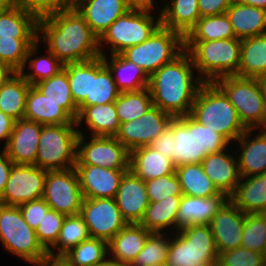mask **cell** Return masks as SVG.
Masks as SVG:
<instances>
[{
	"label": "cell",
	"mask_w": 266,
	"mask_h": 266,
	"mask_svg": "<svg viewBox=\"0 0 266 266\" xmlns=\"http://www.w3.org/2000/svg\"><path fill=\"white\" fill-rule=\"evenodd\" d=\"M37 39L46 43V48L63 65L101 56L99 38L76 9L38 19Z\"/></svg>",
	"instance_id": "6da1fadb"
},
{
	"label": "cell",
	"mask_w": 266,
	"mask_h": 266,
	"mask_svg": "<svg viewBox=\"0 0 266 266\" xmlns=\"http://www.w3.org/2000/svg\"><path fill=\"white\" fill-rule=\"evenodd\" d=\"M191 55L183 51L172 62L163 65L149 77L153 106L173 117L190 114L197 92L204 81L194 76Z\"/></svg>",
	"instance_id": "7a4b0ae2"
},
{
	"label": "cell",
	"mask_w": 266,
	"mask_h": 266,
	"mask_svg": "<svg viewBox=\"0 0 266 266\" xmlns=\"http://www.w3.org/2000/svg\"><path fill=\"white\" fill-rule=\"evenodd\" d=\"M189 115L222 135L229 143L236 142L247 130L228 97L214 82L201 85Z\"/></svg>",
	"instance_id": "3957f363"
},
{
	"label": "cell",
	"mask_w": 266,
	"mask_h": 266,
	"mask_svg": "<svg viewBox=\"0 0 266 266\" xmlns=\"http://www.w3.org/2000/svg\"><path fill=\"white\" fill-rule=\"evenodd\" d=\"M175 166L201 163L211 153H218L230 146L229 142L216 131L195 121L189 114L174 117Z\"/></svg>",
	"instance_id": "277c9868"
},
{
	"label": "cell",
	"mask_w": 266,
	"mask_h": 266,
	"mask_svg": "<svg viewBox=\"0 0 266 266\" xmlns=\"http://www.w3.org/2000/svg\"><path fill=\"white\" fill-rule=\"evenodd\" d=\"M184 50L204 82H214L223 76H238L241 60V40L184 41Z\"/></svg>",
	"instance_id": "5b68a950"
},
{
	"label": "cell",
	"mask_w": 266,
	"mask_h": 266,
	"mask_svg": "<svg viewBox=\"0 0 266 266\" xmlns=\"http://www.w3.org/2000/svg\"><path fill=\"white\" fill-rule=\"evenodd\" d=\"M152 6H133L124 15L116 19L99 38L100 55L106 52L102 47L110 46L111 54H120L125 49L139 45L147 40L161 25L160 13L156 19L151 15ZM108 44V45H106Z\"/></svg>",
	"instance_id": "8992f818"
},
{
	"label": "cell",
	"mask_w": 266,
	"mask_h": 266,
	"mask_svg": "<svg viewBox=\"0 0 266 266\" xmlns=\"http://www.w3.org/2000/svg\"><path fill=\"white\" fill-rule=\"evenodd\" d=\"M218 258L210 225H190L171 234L167 266H200Z\"/></svg>",
	"instance_id": "52a82bcc"
},
{
	"label": "cell",
	"mask_w": 266,
	"mask_h": 266,
	"mask_svg": "<svg viewBox=\"0 0 266 266\" xmlns=\"http://www.w3.org/2000/svg\"><path fill=\"white\" fill-rule=\"evenodd\" d=\"M76 123L43 125L36 154L35 166L47 171L73 168L77 161Z\"/></svg>",
	"instance_id": "ba28073f"
},
{
	"label": "cell",
	"mask_w": 266,
	"mask_h": 266,
	"mask_svg": "<svg viewBox=\"0 0 266 266\" xmlns=\"http://www.w3.org/2000/svg\"><path fill=\"white\" fill-rule=\"evenodd\" d=\"M214 83L228 97L246 129H266V105L257 78L223 76Z\"/></svg>",
	"instance_id": "9c48e42d"
},
{
	"label": "cell",
	"mask_w": 266,
	"mask_h": 266,
	"mask_svg": "<svg viewBox=\"0 0 266 266\" xmlns=\"http://www.w3.org/2000/svg\"><path fill=\"white\" fill-rule=\"evenodd\" d=\"M183 51L184 37L160 25L147 40L125 49L120 54L140 67L150 77L163 65L172 62Z\"/></svg>",
	"instance_id": "30bf717a"
},
{
	"label": "cell",
	"mask_w": 266,
	"mask_h": 266,
	"mask_svg": "<svg viewBox=\"0 0 266 266\" xmlns=\"http://www.w3.org/2000/svg\"><path fill=\"white\" fill-rule=\"evenodd\" d=\"M0 241L6 251L32 265L47 253L18 206L0 204Z\"/></svg>",
	"instance_id": "8fae6325"
},
{
	"label": "cell",
	"mask_w": 266,
	"mask_h": 266,
	"mask_svg": "<svg viewBox=\"0 0 266 266\" xmlns=\"http://www.w3.org/2000/svg\"><path fill=\"white\" fill-rule=\"evenodd\" d=\"M79 130L75 165H94L107 169L130 170V151L113 136H90Z\"/></svg>",
	"instance_id": "7c38bea8"
},
{
	"label": "cell",
	"mask_w": 266,
	"mask_h": 266,
	"mask_svg": "<svg viewBox=\"0 0 266 266\" xmlns=\"http://www.w3.org/2000/svg\"><path fill=\"white\" fill-rule=\"evenodd\" d=\"M42 198L66 216L80 214L83 195L75 168L47 171Z\"/></svg>",
	"instance_id": "4fadbf2b"
},
{
	"label": "cell",
	"mask_w": 266,
	"mask_h": 266,
	"mask_svg": "<svg viewBox=\"0 0 266 266\" xmlns=\"http://www.w3.org/2000/svg\"><path fill=\"white\" fill-rule=\"evenodd\" d=\"M80 215L90 237L107 242L127 225L115 198H83Z\"/></svg>",
	"instance_id": "5bb4252c"
},
{
	"label": "cell",
	"mask_w": 266,
	"mask_h": 266,
	"mask_svg": "<svg viewBox=\"0 0 266 266\" xmlns=\"http://www.w3.org/2000/svg\"><path fill=\"white\" fill-rule=\"evenodd\" d=\"M174 117L156 106H152L138 119L120 123L115 138L129 151L149 146L166 128Z\"/></svg>",
	"instance_id": "9a60e30c"
},
{
	"label": "cell",
	"mask_w": 266,
	"mask_h": 266,
	"mask_svg": "<svg viewBox=\"0 0 266 266\" xmlns=\"http://www.w3.org/2000/svg\"><path fill=\"white\" fill-rule=\"evenodd\" d=\"M47 170L35 165L14 164L0 204L19 206L31 200L42 198Z\"/></svg>",
	"instance_id": "2e32d148"
},
{
	"label": "cell",
	"mask_w": 266,
	"mask_h": 266,
	"mask_svg": "<svg viewBox=\"0 0 266 266\" xmlns=\"http://www.w3.org/2000/svg\"><path fill=\"white\" fill-rule=\"evenodd\" d=\"M245 213L229 199L214 215L210 228L218 253L241 247Z\"/></svg>",
	"instance_id": "e0dca14e"
},
{
	"label": "cell",
	"mask_w": 266,
	"mask_h": 266,
	"mask_svg": "<svg viewBox=\"0 0 266 266\" xmlns=\"http://www.w3.org/2000/svg\"><path fill=\"white\" fill-rule=\"evenodd\" d=\"M115 201L127 224H139L150 201L145 182L131 170L121 178Z\"/></svg>",
	"instance_id": "ac0fdd59"
},
{
	"label": "cell",
	"mask_w": 266,
	"mask_h": 266,
	"mask_svg": "<svg viewBox=\"0 0 266 266\" xmlns=\"http://www.w3.org/2000/svg\"><path fill=\"white\" fill-rule=\"evenodd\" d=\"M42 126L24 118L14 122L8 144L4 148L14 164L35 165Z\"/></svg>",
	"instance_id": "d6986e66"
},
{
	"label": "cell",
	"mask_w": 266,
	"mask_h": 266,
	"mask_svg": "<svg viewBox=\"0 0 266 266\" xmlns=\"http://www.w3.org/2000/svg\"><path fill=\"white\" fill-rule=\"evenodd\" d=\"M83 198H115L122 176L129 170L74 165Z\"/></svg>",
	"instance_id": "ffe728a7"
},
{
	"label": "cell",
	"mask_w": 266,
	"mask_h": 266,
	"mask_svg": "<svg viewBox=\"0 0 266 266\" xmlns=\"http://www.w3.org/2000/svg\"><path fill=\"white\" fill-rule=\"evenodd\" d=\"M132 7L128 0H75V9L98 38Z\"/></svg>",
	"instance_id": "44dd1931"
},
{
	"label": "cell",
	"mask_w": 266,
	"mask_h": 266,
	"mask_svg": "<svg viewBox=\"0 0 266 266\" xmlns=\"http://www.w3.org/2000/svg\"><path fill=\"white\" fill-rule=\"evenodd\" d=\"M229 199L224 192L211 197L183 195L176 218V232L190 225H209L214 215Z\"/></svg>",
	"instance_id": "7402d4cb"
},
{
	"label": "cell",
	"mask_w": 266,
	"mask_h": 266,
	"mask_svg": "<svg viewBox=\"0 0 266 266\" xmlns=\"http://www.w3.org/2000/svg\"><path fill=\"white\" fill-rule=\"evenodd\" d=\"M226 150L228 149L208 154L201 164L205 174L211 179L217 189L230 197L235 192L241 175L237 154L234 156V154H229Z\"/></svg>",
	"instance_id": "603a6c76"
},
{
	"label": "cell",
	"mask_w": 266,
	"mask_h": 266,
	"mask_svg": "<svg viewBox=\"0 0 266 266\" xmlns=\"http://www.w3.org/2000/svg\"><path fill=\"white\" fill-rule=\"evenodd\" d=\"M252 131L247 129L236 140L241 146L237 157L241 177L266 174V129H258L254 137Z\"/></svg>",
	"instance_id": "cb8c5ba5"
},
{
	"label": "cell",
	"mask_w": 266,
	"mask_h": 266,
	"mask_svg": "<svg viewBox=\"0 0 266 266\" xmlns=\"http://www.w3.org/2000/svg\"><path fill=\"white\" fill-rule=\"evenodd\" d=\"M24 119L41 125H62L75 120L58 103L49 100L34 85H31L25 103Z\"/></svg>",
	"instance_id": "d4e9b609"
},
{
	"label": "cell",
	"mask_w": 266,
	"mask_h": 266,
	"mask_svg": "<svg viewBox=\"0 0 266 266\" xmlns=\"http://www.w3.org/2000/svg\"><path fill=\"white\" fill-rule=\"evenodd\" d=\"M150 233L140 224H127L108 242V256L130 266Z\"/></svg>",
	"instance_id": "484cf974"
},
{
	"label": "cell",
	"mask_w": 266,
	"mask_h": 266,
	"mask_svg": "<svg viewBox=\"0 0 266 266\" xmlns=\"http://www.w3.org/2000/svg\"><path fill=\"white\" fill-rule=\"evenodd\" d=\"M130 170L147 181L175 173L173 161L149 146H141L130 151Z\"/></svg>",
	"instance_id": "4316f807"
},
{
	"label": "cell",
	"mask_w": 266,
	"mask_h": 266,
	"mask_svg": "<svg viewBox=\"0 0 266 266\" xmlns=\"http://www.w3.org/2000/svg\"><path fill=\"white\" fill-rule=\"evenodd\" d=\"M85 125L91 131V136H113L118 133L120 122L117 116L115 102L102 105L78 106L76 126Z\"/></svg>",
	"instance_id": "83f0119b"
},
{
	"label": "cell",
	"mask_w": 266,
	"mask_h": 266,
	"mask_svg": "<svg viewBox=\"0 0 266 266\" xmlns=\"http://www.w3.org/2000/svg\"><path fill=\"white\" fill-rule=\"evenodd\" d=\"M236 38L243 40L266 34V10L233 0L226 11Z\"/></svg>",
	"instance_id": "f1b7e54d"
},
{
	"label": "cell",
	"mask_w": 266,
	"mask_h": 266,
	"mask_svg": "<svg viewBox=\"0 0 266 266\" xmlns=\"http://www.w3.org/2000/svg\"><path fill=\"white\" fill-rule=\"evenodd\" d=\"M230 200L245 214L266 213V174L241 177Z\"/></svg>",
	"instance_id": "f546056e"
},
{
	"label": "cell",
	"mask_w": 266,
	"mask_h": 266,
	"mask_svg": "<svg viewBox=\"0 0 266 266\" xmlns=\"http://www.w3.org/2000/svg\"><path fill=\"white\" fill-rule=\"evenodd\" d=\"M170 2L159 8L161 26L185 37L201 18L198 0H170Z\"/></svg>",
	"instance_id": "4dcf8cb0"
},
{
	"label": "cell",
	"mask_w": 266,
	"mask_h": 266,
	"mask_svg": "<svg viewBox=\"0 0 266 266\" xmlns=\"http://www.w3.org/2000/svg\"><path fill=\"white\" fill-rule=\"evenodd\" d=\"M120 93L113 74L104 63L102 56L91 60L90 98H86L79 106L102 105L115 102Z\"/></svg>",
	"instance_id": "1f68e13d"
},
{
	"label": "cell",
	"mask_w": 266,
	"mask_h": 266,
	"mask_svg": "<svg viewBox=\"0 0 266 266\" xmlns=\"http://www.w3.org/2000/svg\"><path fill=\"white\" fill-rule=\"evenodd\" d=\"M0 37L37 39L38 19L10 3L0 13Z\"/></svg>",
	"instance_id": "d6a6232c"
},
{
	"label": "cell",
	"mask_w": 266,
	"mask_h": 266,
	"mask_svg": "<svg viewBox=\"0 0 266 266\" xmlns=\"http://www.w3.org/2000/svg\"><path fill=\"white\" fill-rule=\"evenodd\" d=\"M107 57L106 54L102 56L120 92L139 91L148 87L149 77L136 64L126 60L121 54H111L108 57L110 60Z\"/></svg>",
	"instance_id": "836d02e7"
},
{
	"label": "cell",
	"mask_w": 266,
	"mask_h": 266,
	"mask_svg": "<svg viewBox=\"0 0 266 266\" xmlns=\"http://www.w3.org/2000/svg\"><path fill=\"white\" fill-rule=\"evenodd\" d=\"M266 76V34L241 40V60L238 77Z\"/></svg>",
	"instance_id": "e575fe53"
},
{
	"label": "cell",
	"mask_w": 266,
	"mask_h": 266,
	"mask_svg": "<svg viewBox=\"0 0 266 266\" xmlns=\"http://www.w3.org/2000/svg\"><path fill=\"white\" fill-rule=\"evenodd\" d=\"M30 86L20 72H14L0 86V110L15 121L23 119Z\"/></svg>",
	"instance_id": "d590c367"
},
{
	"label": "cell",
	"mask_w": 266,
	"mask_h": 266,
	"mask_svg": "<svg viewBox=\"0 0 266 266\" xmlns=\"http://www.w3.org/2000/svg\"><path fill=\"white\" fill-rule=\"evenodd\" d=\"M181 197L170 196L158 202H150L139 224L150 232H165L166 228L174 227L171 231L175 233Z\"/></svg>",
	"instance_id": "8d00e7d4"
},
{
	"label": "cell",
	"mask_w": 266,
	"mask_h": 266,
	"mask_svg": "<svg viewBox=\"0 0 266 266\" xmlns=\"http://www.w3.org/2000/svg\"><path fill=\"white\" fill-rule=\"evenodd\" d=\"M183 195L194 197H211L221 193L211 179L205 174L201 163L176 166Z\"/></svg>",
	"instance_id": "74e56055"
},
{
	"label": "cell",
	"mask_w": 266,
	"mask_h": 266,
	"mask_svg": "<svg viewBox=\"0 0 266 266\" xmlns=\"http://www.w3.org/2000/svg\"><path fill=\"white\" fill-rule=\"evenodd\" d=\"M39 44H41V42L37 40L29 47L25 65L20 72L25 80L31 85L49 79L50 77L56 75L64 67L57 57L54 56L48 49L46 51V55L43 54L41 57H36L35 55L38 53L37 47ZM25 68H29L31 72H24Z\"/></svg>",
	"instance_id": "f35d334b"
},
{
	"label": "cell",
	"mask_w": 266,
	"mask_h": 266,
	"mask_svg": "<svg viewBox=\"0 0 266 266\" xmlns=\"http://www.w3.org/2000/svg\"><path fill=\"white\" fill-rule=\"evenodd\" d=\"M49 100L58 103L74 120L78 116V106L75 104L68 81L66 70L63 68L49 79L34 84Z\"/></svg>",
	"instance_id": "ab89813d"
},
{
	"label": "cell",
	"mask_w": 266,
	"mask_h": 266,
	"mask_svg": "<svg viewBox=\"0 0 266 266\" xmlns=\"http://www.w3.org/2000/svg\"><path fill=\"white\" fill-rule=\"evenodd\" d=\"M236 38L226 13L202 17L184 37V41H213Z\"/></svg>",
	"instance_id": "60d3db41"
},
{
	"label": "cell",
	"mask_w": 266,
	"mask_h": 266,
	"mask_svg": "<svg viewBox=\"0 0 266 266\" xmlns=\"http://www.w3.org/2000/svg\"><path fill=\"white\" fill-rule=\"evenodd\" d=\"M88 238H90L88 226L85 224L82 216L80 214L66 216L56 243L47 253L64 255ZM53 250H57V252Z\"/></svg>",
	"instance_id": "b9f144b4"
},
{
	"label": "cell",
	"mask_w": 266,
	"mask_h": 266,
	"mask_svg": "<svg viewBox=\"0 0 266 266\" xmlns=\"http://www.w3.org/2000/svg\"><path fill=\"white\" fill-rule=\"evenodd\" d=\"M115 106L120 123L140 118L153 106L149 88L121 92L115 101Z\"/></svg>",
	"instance_id": "7bdbcfd3"
},
{
	"label": "cell",
	"mask_w": 266,
	"mask_h": 266,
	"mask_svg": "<svg viewBox=\"0 0 266 266\" xmlns=\"http://www.w3.org/2000/svg\"><path fill=\"white\" fill-rule=\"evenodd\" d=\"M72 266H95L108 256V242L88 238L64 254Z\"/></svg>",
	"instance_id": "ee69618b"
},
{
	"label": "cell",
	"mask_w": 266,
	"mask_h": 266,
	"mask_svg": "<svg viewBox=\"0 0 266 266\" xmlns=\"http://www.w3.org/2000/svg\"><path fill=\"white\" fill-rule=\"evenodd\" d=\"M151 232L144 244L143 249L139 252L136 259L130 266H148L157 263H166L171 232Z\"/></svg>",
	"instance_id": "f6af8a7d"
},
{
	"label": "cell",
	"mask_w": 266,
	"mask_h": 266,
	"mask_svg": "<svg viewBox=\"0 0 266 266\" xmlns=\"http://www.w3.org/2000/svg\"><path fill=\"white\" fill-rule=\"evenodd\" d=\"M63 68L67 72L72 98L79 106L86 98H90L91 60L67 63Z\"/></svg>",
	"instance_id": "bcb514c9"
},
{
	"label": "cell",
	"mask_w": 266,
	"mask_h": 266,
	"mask_svg": "<svg viewBox=\"0 0 266 266\" xmlns=\"http://www.w3.org/2000/svg\"><path fill=\"white\" fill-rule=\"evenodd\" d=\"M37 40L0 37V63L7 65L14 72H21L28 49Z\"/></svg>",
	"instance_id": "7dc6e473"
},
{
	"label": "cell",
	"mask_w": 266,
	"mask_h": 266,
	"mask_svg": "<svg viewBox=\"0 0 266 266\" xmlns=\"http://www.w3.org/2000/svg\"><path fill=\"white\" fill-rule=\"evenodd\" d=\"M266 244V213L245 214L241 247L262 253Z\"/></svg>",
	"instance_id": "c3c4849f"
},
{
	"label": "cell",
	"mask_w": 266,
	"mask_h": 266,
	"mask_svg": "<svg viewBox=\"0 0 266 266\" xmlns=\"http://www.w3.org/2000/svg\"><path fill=\"white\" fill-rule=\"evenodd\" d=\"M11 3L32 13L37 19L75 9V0H11Z\"/></svg>",
	"instance_id": "681fc988"
},
{
	"label": "cell",
	"mask_w": 266,
	"mask_h": 266,
	"mask_svg": "<svg viewBox=\"0 0 266 266\" xmlns=\"http://www.w3.org/2000/svg\"><path fill=\"white\" fill-rule=\"evenodd\" d=\"M150 202H158L170 196H183L176 173L144 181Z\"/></svg>",
	"instance_id": "f907efd6"
},
{
	"label": "cell",
	"mask_w": 266,
	"mask_h": 266,
	"mask_svg": "<svg viewBox=\"0 0 266 266\" xmlns=\"http://www.w3.org/2000/svg\"><path fill=\"white\" fill-rule=\"evenodd\" d=\"M66 215L49 209L35 229L38 242L48 251L56 243Z\"/></svg>",
	"instance_id": "816d5d0a"
},
{
	"label": "cell",
	"mask_w": 266,
	"mask_h": 266,
	"mask_svg": "<svg viewBox=\"0 0 266 266\" xmlns=\"http://www.w3.org/2000/svg\"><path fill=\"white\" fill-rule=\"evenodd\" d=\"M220 266H265L266 260L262 253L239 247L219 254Z\"/></svg>",
	"instance_id": "f5cc1de1"
},
{
	"label": "cell",
	"mask_w": 266,
	"mask_h": 266,
	"mask_svg": "<svg viewBox=\"0 0 266 266\" xmlns=\"http://www.w3.org/2000/svg\"><path fill=\"white\" fill-rule=\"evenodd\" d=\"M18 207L25 222L34 230L39 226L50 209L43 198L31 200L30 202L20 204Z\"/></svg>",
	"instance_id": "db71d44e"
},
{
	"label": "cell",
	"mask_w": 266,
	"mask_h": 266,
	"mask_svg": "<svg viewBox=\"0 0 266 266\" xmlns=\"http://www.w3.org/2000/svg\"><path fill=\"white\" fill-rule=\"evenodd\" d=\"M174 118L171 120L170 125L166 130L161 133L150 146L160 152L165 157L172 160L174 151Z\"/></svg>",
	"instance_id": "11a10c76"
},
{
	"label": "cell",
	"mask_w": 266,
	"mask_h": 266,
	"mask_svg": "<svg viewBox=\"0 0 266 266\" xmlns=\"http://www.w3.org/2000/svg\"><path fill=\"white\" fill-rule=\"evenodd\" d=\"M233 0H198V9L202 17L226 13Z\"/></svg>",
	"instance_id": "9f6ffc18"
},
{
	"label": "cell",
	"mask_w": 266,
	"mask_h": 266,
	"mask_svg": "<svg viewBox=\"0 0 266 266\" xmlns=\"http://www.w3.org/2000/svg\"><path fill=\"white\" fill-rule=\"evenodd\" d=\"M14 163L7 156L5 150H0V201L4 193L9 174Z\"/></svg>",
	"instance_id": "6f0895ef"
},
{
	"label": "cell",
	"mask_w": 266,
	"mask_h": 266,
	"mask_svg": "<svg viewBox=\"0 0 266 266\" xmlns=\"http://www.w3.org/2000/svg\"><path fill=\"white\" fill-rule=\"evenodd\" d=\"M15 120L0 110V141H4L3 149L7 146Z\"/></svg>",
	"instance_id": "680465c9"
},
{
	"label": "cell",
	"mask_w": 266,
	"mask_h": 266,
	"mask_svg": "<svg viewBox=\"0 0 266 266\" xmlns=\"http://www.w3.org/2000/svg\"><path fill=\"white\" fill-rule=\"evenodd\" d=\"M34 266H72L64 255L46 253Z\"/></svg>",
	"instance_id": "91938a15"
},
{
	"label": "cell",
	"mask_w": 266,
	"mask_h": 266,
	"mask_svg": "<svg viewBox=\"0 0 266 266\" xmlns=\"http://www.w3.org/2000/svg\"><path fill=\"white\" fill-rule=\"evenodd\" d=\"M14 73L7 65L0 63V86Z\"/></svg>",
	"instance_id": "94428289"
},
{
	"label": "cell",
	"mask_w": 266,
	"mask_h": 266,
	"mask_svg": "<svg viewBox=\"0 0 266 266\" xmlns=\"http://www.w3.org/2000/svg\"><path fill=\"white\" fill-rule=\"evenodd\" d=\"M239 3L266 10V0H236Z\"/></svg>",
	"instance_id": "6125c7cd"
},
{
	"label": "cell",
	"mask_w": 266,
	"mask_h": 266,
	"mask_svg": "<svg viewBox=\"0 0 266 266\" xmlns=\"http://www.w3.org/2000/svg\"><path fill=\"white\" fill-rule=\"evenodd\" d=\"M95 266H129L126 264H123L113 258H109L108 256L99 264Z\"/></svg>",
	"instance_id": "be15d7a7"
},
{
	"label": "cell",
	"mask_w": 266,
	"mask_h": 266,
	"mask_svg": "<svg viewBox=\"0 0 266 266\" xmlns=\"http://www.w3.org/2000/svg\"><path fill=\"white\" fill-rule=\"evenodd\" d=\"M133 6H152L155 4L153 0H128Z\"/></svg>",
	"instance_id": "e7e4bbea"
},
{
	"label": "cell",
	"mask_w": 266,
	"mask_h": 266,
	"mask_svg": "<svg viewBox=\"0 0 266 266\" xmlns=\"http://www.w3.org/2000/svg\"><path fill=\"white\" fill-rule=\"evenodd\" d=\"M258 79V83L262 92V97L265 101V105H266V76L264 77H259Z\"/></svg>",
	"instance_id": "03108f58"
},
{
	"label": "cell",
	"mask_w": 266,
	"mask_h": 266,
	"mask_svg": "<svg viewBox=\"0 0 266 266\" xmlns=\"http://www.w3.org/2000/svg\"><path fill=\"white\" fill-rule=\"evenodd\" d=\"M10 3H11V0H0V13Z\"/></svg>",
	"instance_id": "003e7915"
},
{
	"label": "cell",
	"mask_w": 266,
	"mask_h": 266,
	"mask_svg": "<svg viewBox=\"0 0 266 266\" xmlns=\"http://www.w3.org/2000/svg\"><path fill=\"white\" fill-rule=\"evenodd\" d=\"M200 266H220L219 262H212V263H207V264H202Z\"/></svg>",
	"instance_id": "a7ac6f4b"
},
{
	"label": "cell",
	"mask_w": 266,
	"mask_h": 266,
	"mask_svg": "<svg viewBox=\"0 0 266 266\" xmlns=\"http://www.w3.org/2000/svg\"><path fill=\"white\" fill-rule=\"evenodd\" d=\"M148 266H167L166 263H157V264H151Z\"/></svg>",
	"instance_id": "89a4df30"
},
{
	"label": "cell",
	"mask_w": 266,
	"mask_h": 266,
	"mask_svg": "<svg viewBox=\"0 0 266 266\" xmlns=\"http://www.w3.org/2000/svg\"><path fill=\"white\" fill-rule=\"evenodd\" d=\"M264 259L266 260V244L264 246L263 252H262Z\"/></svg>",
	"instance_id": "2644e50d"
}]
</instances>
